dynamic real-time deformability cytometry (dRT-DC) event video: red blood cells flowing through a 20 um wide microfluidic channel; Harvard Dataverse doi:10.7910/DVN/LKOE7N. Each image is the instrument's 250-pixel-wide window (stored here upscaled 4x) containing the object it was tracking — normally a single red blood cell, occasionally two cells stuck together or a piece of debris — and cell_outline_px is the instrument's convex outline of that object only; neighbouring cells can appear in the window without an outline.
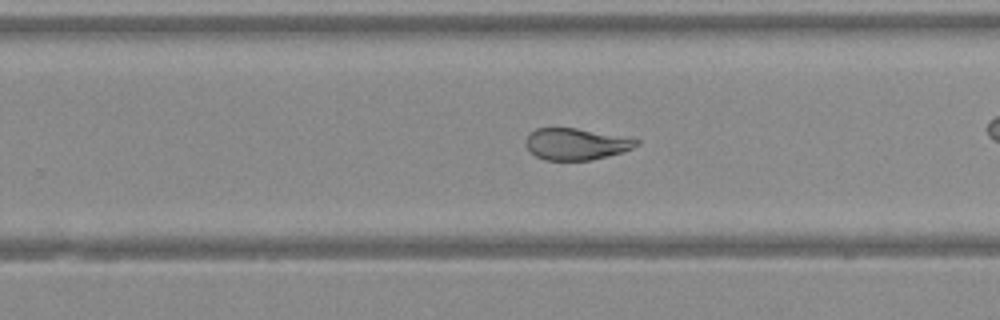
{"species": "Egyptian fruit bat (a non-hibernating species)", "species_latin": "Rousettus aegyptiacus", "temperature_condition": "warm", "stored_images_in_passage": 28, "camera_frame_rate_fps": 3000, "um_per_image_px": 0.085, "animal": {"sex": "female"}, "frame": {"image": 1, "passage_image": 16, "time_ms": 5.0, "image_size_px": [1000, 320], "cell_outline_px": [[640, 144], [632, 148], [620, 152], [588, 160], [544, 160], [536, 156], [524, 144], [524, 140], [528, 132], [536, 128], [576, 128], [640, 140]], "centroid_in_image_um": [48.88, 12.23], "position_along_channel_um": 280.9, "area_um2": 20.11}}